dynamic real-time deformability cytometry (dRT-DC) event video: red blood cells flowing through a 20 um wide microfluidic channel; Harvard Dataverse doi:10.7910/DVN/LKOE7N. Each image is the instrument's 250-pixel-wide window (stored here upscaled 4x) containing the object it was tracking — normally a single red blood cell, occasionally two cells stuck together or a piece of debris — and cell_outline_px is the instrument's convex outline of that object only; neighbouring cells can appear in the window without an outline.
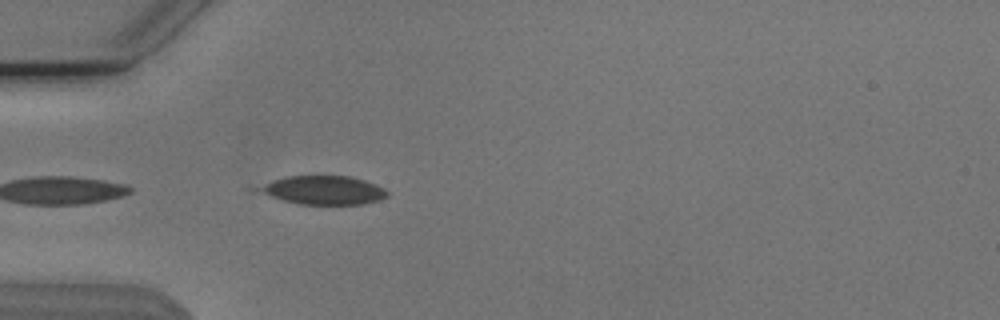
{"species": "Egyptian fruit bat (a non-hibernating species)", "species_latin": "Rousettus aegyptiacus", "temperature_condition": "cold", "stored_images_in_passage": 9, "camera_frame_rate_fps": 3000, "um_per_image_px": 0.085, "animal": {"sex": "male"}, "frame": {"image": 1, "passage_image": 2, "time_ms": 0.333, "image_size_px": [1000, 320], "cell_outline_px": [[388, 196], [380, 200], [364, 204], [300, 204], [284, 200], [248, 188], [288, 176], [348, 176], [364, 180], [376, 184], [384, 188], [388, 192]], "centroid_in_image_um": [27.48, 16.16], "position_along_channel_um": 57.5, "area_um2": 21.44}}
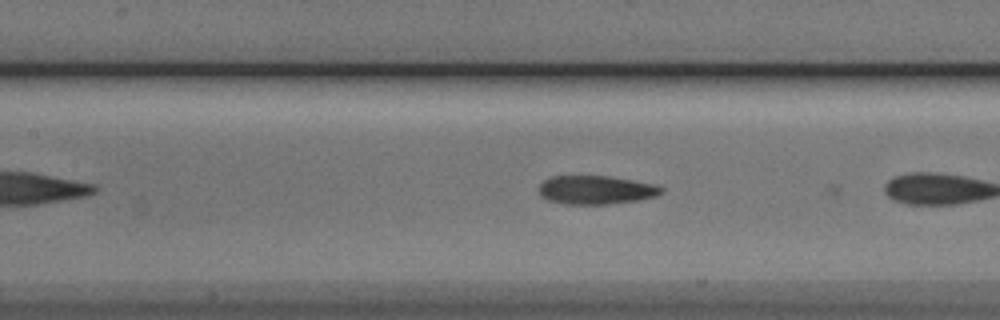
{"frame": {"image": 2, "passage_image": 8, "time_ms": 2.333, "image_size_px": [1000, 320], "cell_outline_px": [[664, 192], [656, 196], [636, 200], [608, 204], [564, 204], [548, 200], [540, 196], [540, 184], [544, 180], [552, 176], [608, 176], [656, 184], [664, 188]], "centroid_in_image_um": [50.67, 16.14], "position_along_channel_um": 156.7, "area_um2": 20.4}}